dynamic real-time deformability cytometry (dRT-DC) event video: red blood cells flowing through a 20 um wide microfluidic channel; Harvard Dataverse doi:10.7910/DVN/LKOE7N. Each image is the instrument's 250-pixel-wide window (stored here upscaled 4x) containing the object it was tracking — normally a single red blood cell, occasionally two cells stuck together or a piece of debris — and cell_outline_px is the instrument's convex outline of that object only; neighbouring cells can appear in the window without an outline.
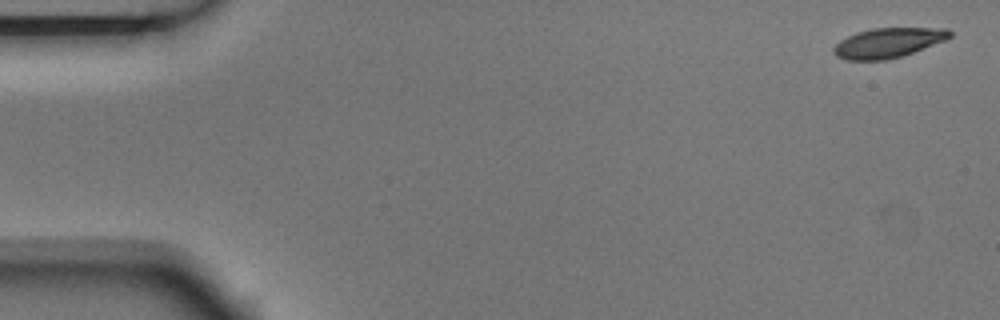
{"species": "Egyptian fruit bat (a non-hibernating species)", "species_latin": "Rousettus aegyptiacus", "temperature_condition": "room temperature", "stored_images_in_passage": 4, "camera_frame_rate_fps": 3000, "um_per_image_px": 0.085, "animal": {"sex": "male"}, "frame": {"image": 1, "passage_image": 1, "time_ms": 0.0, "image_size_px": [1000, 320], "cell_outline_px": [[952, 36], [948, 40], [900, 56], [884, 60], [844, 60], [836, 56], [832, 52], [832, 48], [840, 40], [856, 32], [872, 28], [948, 28], [952, 32]], "centroid_in_image_um": [75.49, 3.63], "position_along_channel_um": 9.5, "area_um2": 20.29}}
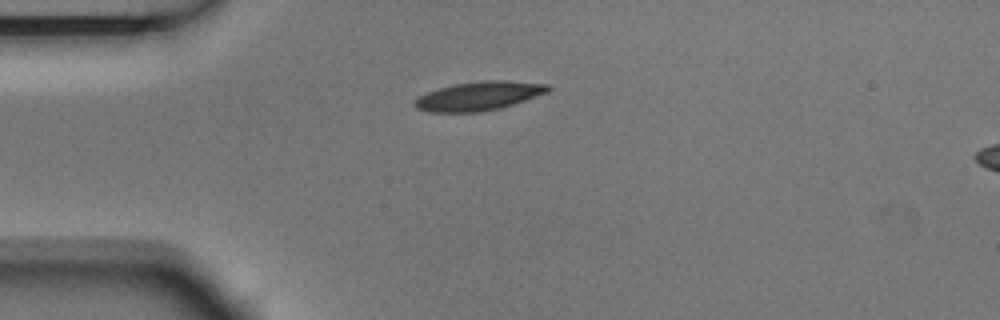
{"frame": {"image": 2, "passage_image": 4, "time_ms": 1.0, "image_size_px": [1000, 320], "cell_outline_px": [[552, 88], [548, 92], [500, 108], [480, 112], [432, 112], [416, 108], [412, 104], [412, 100], [428, 92], [440, 88], [456, 84], [484, 80], [500, 80], [548, 84]], "centroid_in_image_um": [40.68, 8.16], "position_along_channel_um": 44.3, "area_um2": 22.2}}